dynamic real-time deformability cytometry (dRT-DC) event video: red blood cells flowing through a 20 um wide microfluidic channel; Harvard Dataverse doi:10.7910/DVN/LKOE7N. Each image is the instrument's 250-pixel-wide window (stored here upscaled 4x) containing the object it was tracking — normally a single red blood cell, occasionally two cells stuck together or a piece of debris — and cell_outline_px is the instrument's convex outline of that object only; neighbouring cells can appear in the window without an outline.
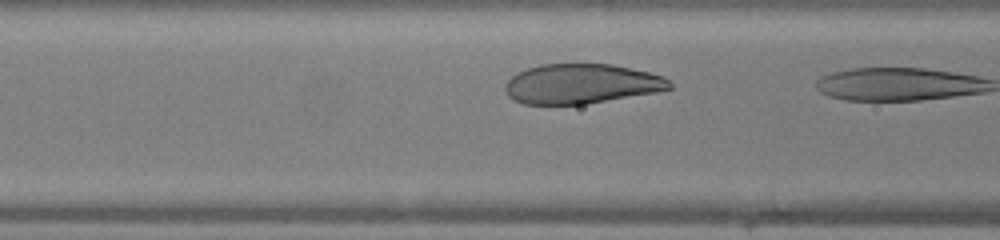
{"species": "human", "species_latin": "Homo sapiens", "temperature_condition": "warm", "stored_images_in_passage": 5, "camera_frame_rate_fps": 3000, "um_per_image_px": 0.085, "donor": {"sex": "female"}, "frame": {"image": 1, "passage_image": 4, "time_ms": 1.0, "image_size_px": [1000, 240], "cell_outline_px": [[672, 88], [656, 92], [584, 104], [524, 104], [512, 100], [508, 96], [504, 88], [504, 84], [516, 72], [540, 64], [612, 64], [648, 72], [664, 76], [672, 84]], "centroid_in_image_um": [49.38, 7.12], "position_along_channel_um": 117.2, "area_um2": 38.09}}